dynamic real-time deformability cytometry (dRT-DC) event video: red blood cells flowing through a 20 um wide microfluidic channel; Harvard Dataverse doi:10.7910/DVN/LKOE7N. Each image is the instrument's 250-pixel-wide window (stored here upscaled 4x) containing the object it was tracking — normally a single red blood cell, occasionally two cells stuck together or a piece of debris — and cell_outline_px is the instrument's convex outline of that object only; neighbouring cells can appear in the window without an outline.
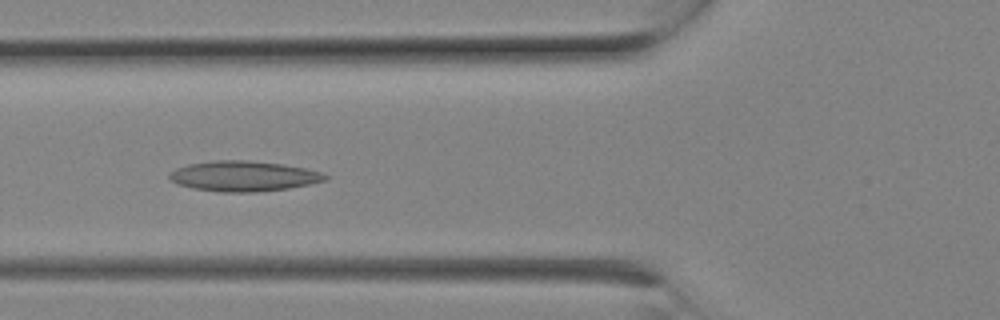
{"species": "Egyptian fruit bat (a non-hibernating species)", "species_latin": "Rousettus aegyptiacus", "temperature_condition": "room temperature", "stored_images_in_passage": 9, "camera_frame_rate_fps": 3000, "um_per_image_px": 0.085, "animal": {"sex": "female"}, "frame": {"image": 1, "passage_image": 8, "time_ms": 2.333, "image_size_px": [1000, 320], "cell_outline_px": [[328, 180], [288, 188], [256, 192], [220, 192], [192, 188], [168, 180], [168, 176], [176, 168], [188, 164], [212, 160], [248, 160], [284, 164], [324, 172], [328, 176]], "centroid_in_image_um": [20.71, 14.96], "position_along_channel_um": 105.1, "area_um2": 27.63}}
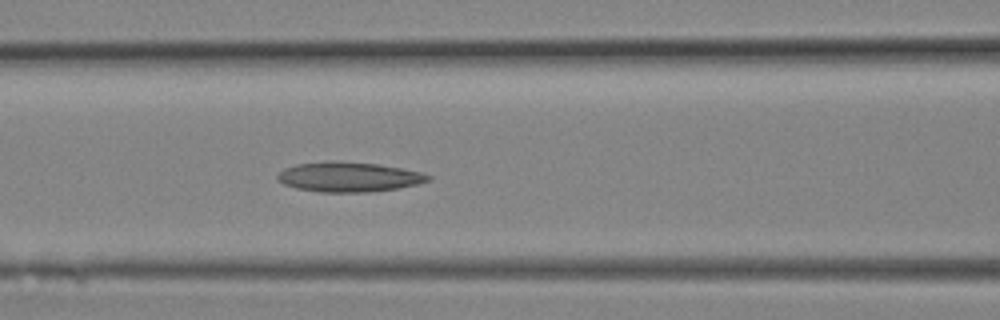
{"frame": {"image": 2, "passage_image": 9, "time_ms": 2.667, "image_size_px": [1000, 320], "cell_outline_px": [[432, 176], [428, 180], [420, 184], [396, 188], [368, 192], [320, 192], [296, 188], [284, 184], [276, 180], [276, 176], [284, 168], [296, 164], [332, 160], [336, 160], [380, 164], [424, 172]], "centroid_in_image_um": [29.65, 15.02], "position_along_channel_um": 137.0, "area_um2": 26.47}}